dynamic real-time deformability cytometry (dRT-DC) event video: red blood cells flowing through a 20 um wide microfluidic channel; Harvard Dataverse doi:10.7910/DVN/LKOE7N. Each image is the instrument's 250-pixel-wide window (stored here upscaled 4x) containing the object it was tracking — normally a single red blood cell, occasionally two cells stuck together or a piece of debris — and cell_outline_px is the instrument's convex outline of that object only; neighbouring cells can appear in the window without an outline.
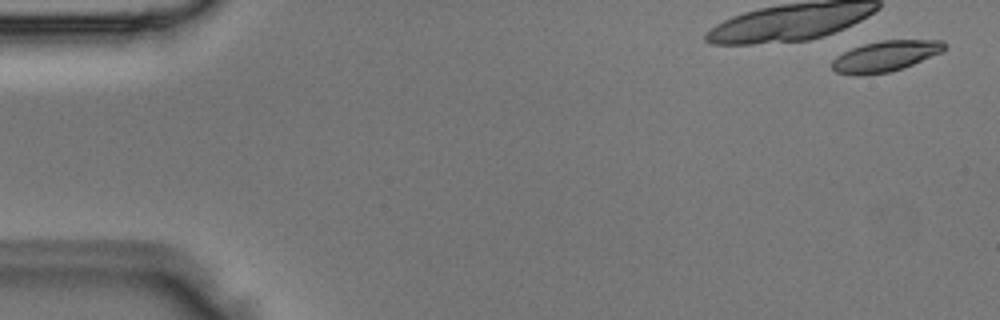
{"species": "Egyptian fruit bat (a non-hibernating species)", "species_latin": "Rousettus aegyptiacus", "temperature_condition": "room temperature", "stored_images_in_passage": 4, "camera_frame_rate_fps": 3000, "um_per_image_px": 0.085, "animal": {"sex": "male"}, "frame": {"image": 1, "passage_image": 1, "time_ms": 0.0, "image_size_px": [1000, 320], "cell_outline_px": [[948, 44], [944, 52], [904, 68], [888, 72], [836, 72], [832, 68], [832, 60], [836, 56], [852, 48], [864, 44], [880, 40], [944, 40]], "centroid_in_image_um": [75.4, 4.72], "position_along_channel_um": 9.6, "area_um2": 19.65}}